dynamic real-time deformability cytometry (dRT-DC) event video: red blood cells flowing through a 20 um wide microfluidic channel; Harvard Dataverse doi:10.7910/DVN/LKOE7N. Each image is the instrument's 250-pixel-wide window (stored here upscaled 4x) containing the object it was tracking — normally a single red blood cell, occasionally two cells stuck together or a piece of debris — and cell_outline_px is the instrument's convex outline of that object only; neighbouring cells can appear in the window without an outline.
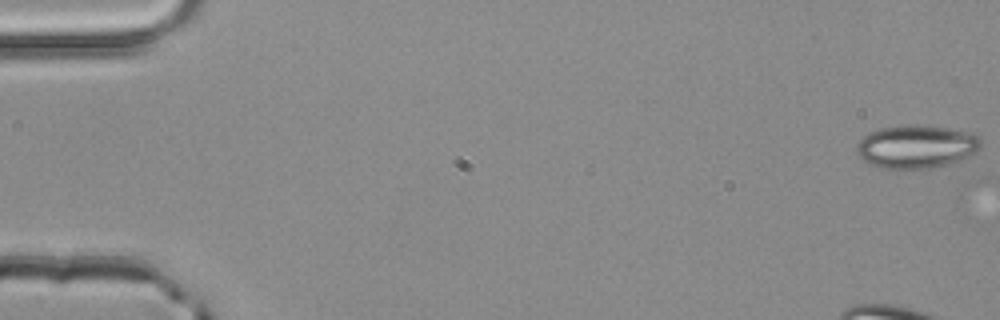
{"species": "common noctule bat (a hibernating species)", "species_latin": "Nyctalus noctula", "temperature_condition": "room temperature", "stored_images_in_passage": 12, "camera_frame_rate_fps": 3000, "um_per_image_px": 0.085, "animal": {"sex": "male", "body_mass_g": 20.4}, "frame": {"image": 1, "passage_image": 1, "time_ms": 0.0, "image_size_px": [1000, 320], "cell_outline_px": [[984, 144], [976, 152], [968, 156], [948, 164], [928, 168], [884, 168], [872, 164], [864, 160], [856, 152], [856, 144], [868, 132], [876, 128], [900, 124], [916, 124], [948, 128], [972, 132], [980, 136], [984, 140]], "centroid_in_image_um": [77.92, 12.42], "position_along_channel_um": 7.1, "area_um2": 31.67}}